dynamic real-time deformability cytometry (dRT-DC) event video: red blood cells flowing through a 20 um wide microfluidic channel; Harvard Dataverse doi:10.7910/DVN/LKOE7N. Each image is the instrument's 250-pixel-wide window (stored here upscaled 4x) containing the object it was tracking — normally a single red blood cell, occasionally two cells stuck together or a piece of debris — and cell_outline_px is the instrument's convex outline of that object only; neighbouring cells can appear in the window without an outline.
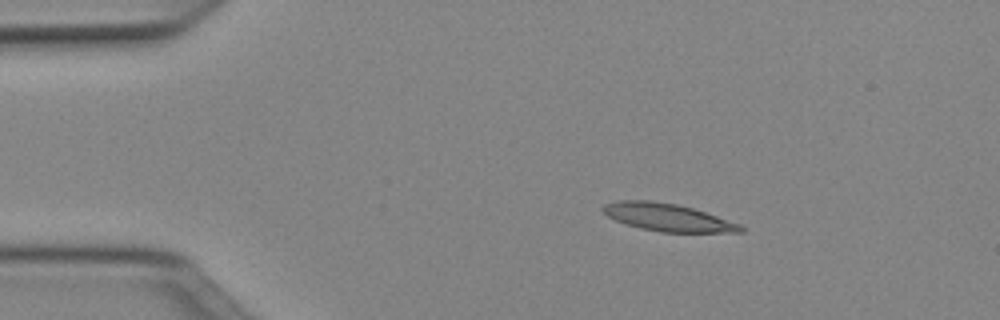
{"species": "Egyptian fruit bat (a non-hibernating species)", "species_latin": "Rousettus aegyptiacus", "temperature_condition": "cold", "stored_images_in_passage": 43, "camera_frame_rate_fps": 3000, "um_per_image_px": 0.085, "animal": {"sex": "female"}, "frame": {"image": 1, "passage_image": 1, "time_ms": 0.0, "image_size_px": [1000, 320], "cell_outline_px": [[744, 232], [660, 232], [640, 228], [616, 220], [608, 216], [600, 208], [604, 204], [620, 200], [652, 200], [676, 204], [692, 208], [740, 224], [744, 228]], "centroid_in_image_um": [56.73, 18.47], "position_along_channel_um": 28.3, "area_um2": 21.91}}
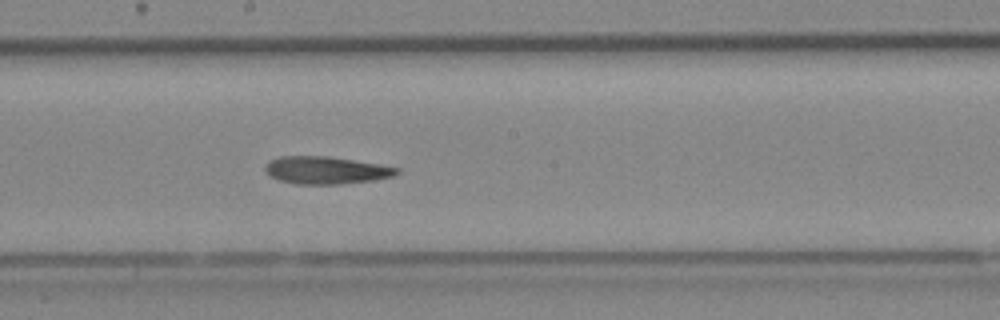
{"frame": {"image": 2, "passage_image": 20, "time_ms": 6.333, "image_size_px": [1000, 320], "cell_outline_px": [[400, 172], [392, 176], [376, 180], [336, 184], [296, 184], [280, 180], [264, 172], [264, 164], [268, 160], [280, 156], [328, 156], [380, 164], [400, 168]], "centroid_in_image_um": [27.69, 14.46], "position_along_channel_um": 220.5, "area_um2": 21.21}}
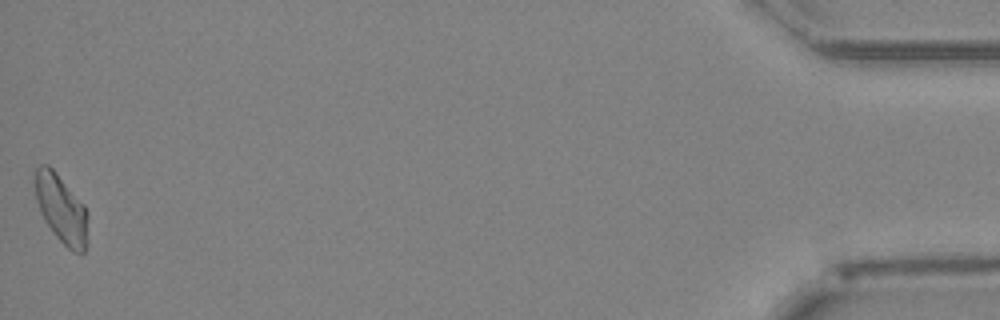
{"frame": {"image": 3, "passage_image": 43, "time_ms": 14.0, "image_size_px": [1000, 320], "cell_outline_px": [[88, 216], [84, 252], [72, 252], [56, 236], [44, 220], [40, 212], [36, 200], [32, 180], [36, 168], [40, 164], [48, 164], [56, 172], [84, 204], [88, 212]], "centroid_in_image_um": [5.16, 17.69], "position_along_channel_um": 430.0, "area_um2": 21.21}, "authors_computed_cell_mechanics": {"area_um2": 21.2704, "velocity_mm_per_s": 3.9763, "shape_relaxation_time_tau1_ms": null, "shape_relaxation_time_tau2_ms": 9.346, "deformation_change_tau1": null, "deformation_change_tau2": 0.227}}